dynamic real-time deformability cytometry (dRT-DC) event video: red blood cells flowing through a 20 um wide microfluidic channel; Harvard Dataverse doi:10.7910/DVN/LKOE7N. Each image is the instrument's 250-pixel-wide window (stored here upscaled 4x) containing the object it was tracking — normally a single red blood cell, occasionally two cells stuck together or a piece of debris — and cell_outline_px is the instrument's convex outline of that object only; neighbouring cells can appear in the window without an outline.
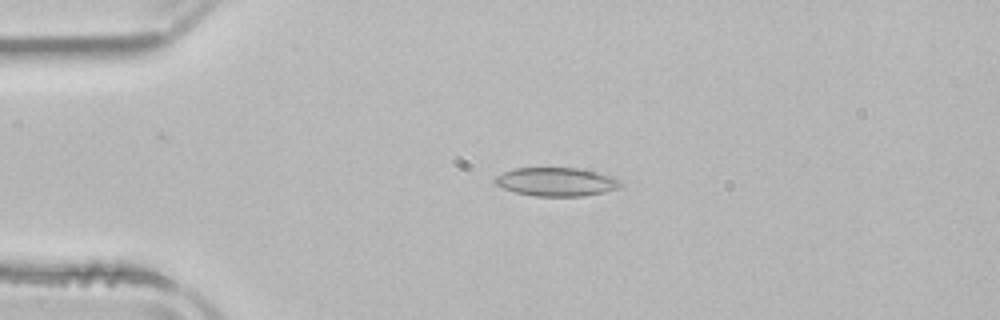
{"species": "common noctule bat (a hibernating species)", "species_latin": "Nyctalus noctula", "temperature_condition": "room temperature", "stored_images_in_passage": 47, "camera_frame_rate_fps": 3000, "um_per_image_px": 0.085, "animal": {"sex": "male", "body_mass_g": 21.5, "forearm_length_mm": 52.0}, "frame": {"image": 1, "passage_image": 7, "time_ms": 2.0, "image_size_px": [1000, 320], "cell_outline_px": [[620, 188], [604, 192], [584, 196], [536, 196], [516, 192], [504, 188], [496, 184], [492, 180], [496, 176], [504, 172], [516, 168], [580, 168], [612, 176], [620, 184]], "centroid_in_image_um": [47.27, 15.45], "position_along_channel_um": 37.7, "area_um2": 20.69}}
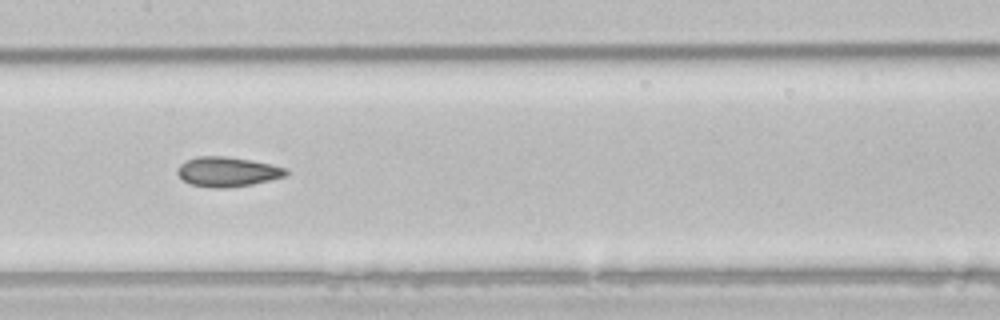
{"frame": {"image": 2, "passage_image": 21, "time_ms": 6.667, "image_size_px": [1000, 320], "cell_outline_px": [[288, 172], [284, 176], [252, 184], [228, 188], [212, 188], [192, 184], [184, 180], [176, 172], [180, 164], [196, 156], [224, 156], [272, 164], [288, 168]], "centroid_in_image_um": [19.33, 14.6], "position_along_channel_um": 188.1, "area_um2": 18.61}}
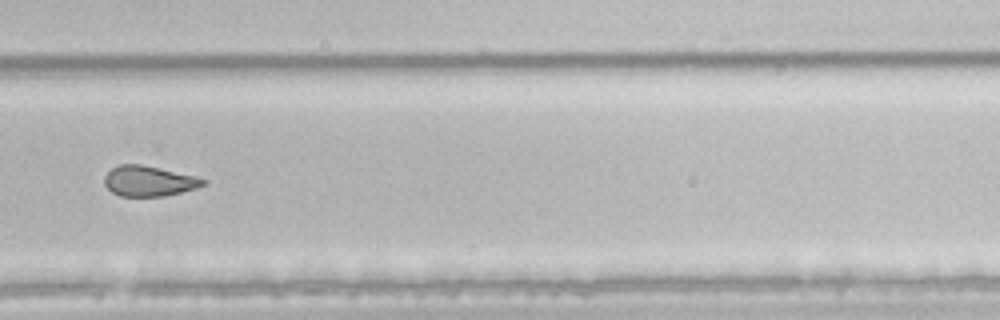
{"frame": {"image": 3, "passage_image": 31, "time_ms": 10.0, "image_size_px": [1000, 320], "cell_outline_px": [[208, 184], [196, 188], [164, 196], [120, 196], [112, 192], [104, 184], [104, 176], [112, 168], [120, 164], [140, 164], [196, 176], [208, 180]], "centroid_in_image_um": [12.67, 15.39], "position_along_channel_um": 317.1, "area_um2": 17.46}, "authors_computed_cell_mechanics": {"area_um2": 19.363, "velocity_mm_per_s": 3.8983, "shape_relaxation_time_tau1_ms": null, "shape_relaxation_time_tau2_ms": 3.8955, "deformation_change_tau1": null, "deformation_change_tau2": 0.0856}}